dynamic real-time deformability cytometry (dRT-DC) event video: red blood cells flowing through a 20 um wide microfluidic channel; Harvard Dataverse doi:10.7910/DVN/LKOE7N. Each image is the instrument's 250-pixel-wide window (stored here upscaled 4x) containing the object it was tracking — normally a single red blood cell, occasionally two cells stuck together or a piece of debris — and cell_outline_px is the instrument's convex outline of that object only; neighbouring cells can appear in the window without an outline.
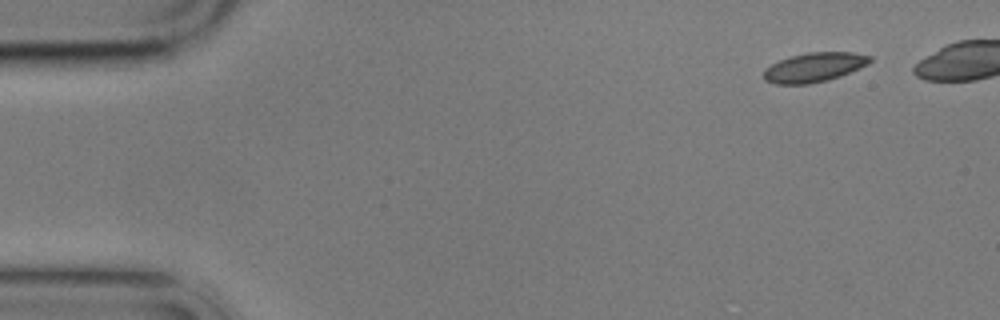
{"species": "common noctule bat (a hibernating species)", "species_latin": "Nyctalus noctula", "temperature_condition": "cold", "stored_images_in_passage": 11, "camera_frame_rate_fps": 3000, "um_per_image_px": 0.085, "animal": {"sex": "male", "body_mass_g": 17.9}, "frame": {"image": 1, "passage_image": 1, "time_ms": 0.0, "image_size_px": [1000, 320], "cell_outline_px": [[872, 60], [868, 64], [860, 68], [840, 76], [828, 80], [808, 84], [776, 84], [764, 80], [764, 68], [780, 60], [792, 56], [808, 52], [852, 52], [872, 56]], "centroid_in_image_um": [69.22, 5.72], "position_along_channel_um": 15.8, "area_um2": 18.15}}
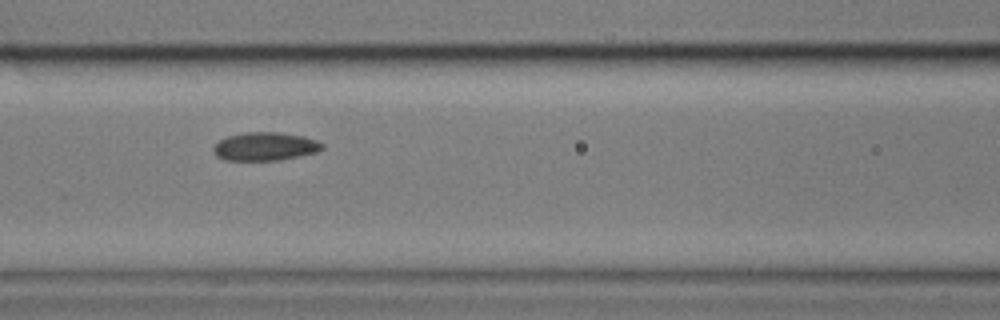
{"frame": {"image": 2, "passage_image": 7, "time_ms": 6.667, "image_size_px": [1000, 320], "cell_outline_px": [[324, 148], [316, 152], [300, 156], [280, 160], [224, 160], [216, 156], [212, 152], [212, 148], [220, 140], [228, 136], [244, 132], [280, 132], [304, 136], [316, 140], [324, 144]], "centroid_in_image_um": [22.53, 12.45], "position_along_channel_um": 144.1, "area_um2": 18.09}}